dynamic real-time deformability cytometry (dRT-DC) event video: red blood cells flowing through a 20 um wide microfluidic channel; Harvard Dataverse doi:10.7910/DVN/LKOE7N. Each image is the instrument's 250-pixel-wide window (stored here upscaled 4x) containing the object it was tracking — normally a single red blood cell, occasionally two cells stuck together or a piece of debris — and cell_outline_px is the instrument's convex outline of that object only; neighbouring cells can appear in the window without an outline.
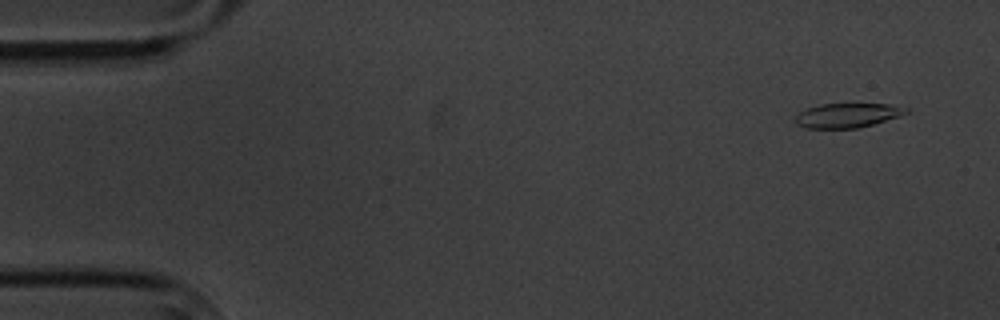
{"species": "common noctule bat (a hibernating species)", "species_latin": "Nyctalus noctula", "temperature_condition": "cold", "stored_images_in_passage": 9, "camera_frame_rate_fps": 3000, "um_per_image_px": 0.085, "animal": {"sex": "male", "body_mass_g": 20.1, "forearm_length_mm": 53.5}, "frame": {"image": 1, "passage_image": 1, "time_ms": 0.0, "image_size_px": [1000, 320], "cell_outline_px": [[908, 112], [900, 116], [872, 124], [856, 128], [808, 128], [796, 124], [796, 116], [800, 112], [808, 108], [820, 104], [888, 104], [908, 108]], "centroid_in_image_um": [72.03, 9.8], "position_along_channel_um": 13.0, "area_um2": 15.49}}
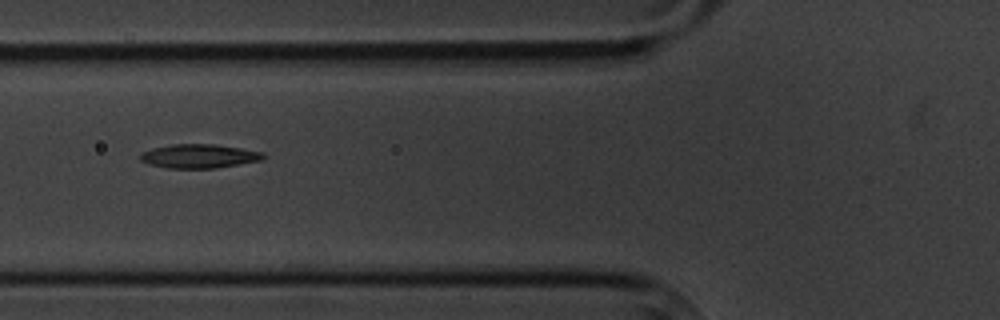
{"frame": {"image": 2, "passage_image": 6, "time_ms": 6.0, "image_size_px": [1000, 320], "cell_outline_px": [[264, 156], [260, 160], [240, 164], [216, 168], [168, 168], [148, 164], [140, 160], [140, 152], [152, 148], [172, 144], [216, 144], [264, 152]], "centroid_in_image_um": [16.88, 13.27], "position_along_channel_um": 108.9, "area_um2": 17.17}}
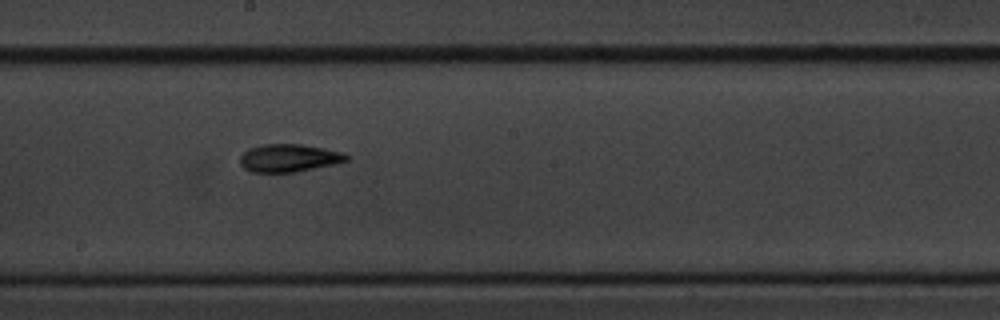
{"frame": {"image": 3, "passage_image": 9, "time_ms": 9.333, "image_size_px": [1000, 320], "cell_outline_px": [[348, 160], [332, 164], [296, 172], [252, 172], [244, 168], [240, 164], [240, 156], [248, 148], [264, 144], [300, 144], [324, 148], [344, 152], [348, 156]], "centroid_in_image_um": [24.54, 13.42], "position_along_channel_um": 223.7, "area_um2": 17.17}}